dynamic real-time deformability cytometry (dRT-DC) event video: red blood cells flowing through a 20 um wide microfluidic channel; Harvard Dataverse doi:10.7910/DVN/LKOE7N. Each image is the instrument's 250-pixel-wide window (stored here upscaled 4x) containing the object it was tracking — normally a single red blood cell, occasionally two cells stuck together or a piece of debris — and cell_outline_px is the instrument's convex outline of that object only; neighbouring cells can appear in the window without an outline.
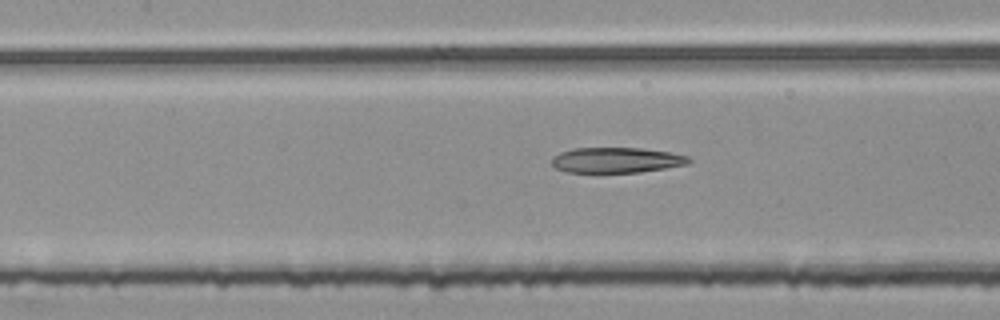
{"species": "common noctule bat (a hibernating species)", "species_latin": "Nyctalus noctula", "temperature_condition": "room temperature", "stored_images_in_passage": 50, "segment_of_instrument_passage": [2, 2], "camera_frame_rate_fps": 3000, "um_per_image_px": 0.085, "animal": {"sex": "female", "body_mass_g": 25.1}, "frame": {"image": 1, "passage_image": 20, "time_ms": 6.333, "image_size_px": [1000, 320], "cell_outline_px": [[692, 160], [688, 164], [640, 172], [568, 172], [556, 168], [552, 164], [552, 160], [560, 152], [572, 148], [640, 148], [672, 152], [688, 156]], "centroid_in_image_um": [52.43, 13.6], "position_along_channel_um": 155.0, "area_um2": 20.17}}
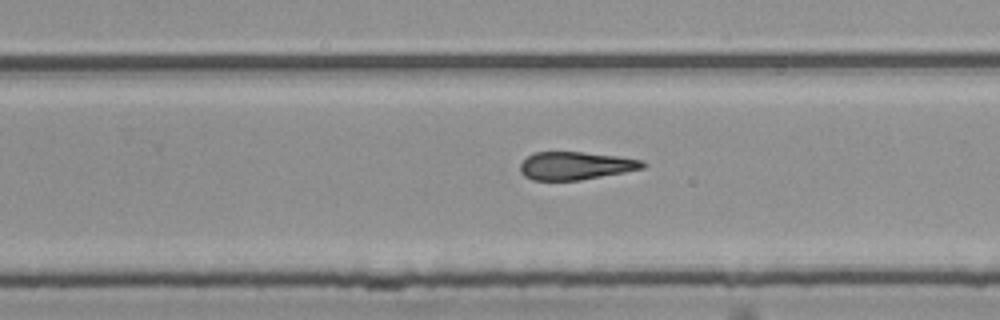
{"frame": {"image": 2, "passage_image": 30, "time_ms": 9.667, "image_size_px": [1000, 320], "cell_outline_px": [[648, 164], [644, 168], [624, 172], [580, 180], [532, 180], [524, 176], [520, 172], [520, 164], [532, 152], [584, 152], [616, 156], [640, 160]], "centroid_in_image_um": [48.9, 14.08], "position_along_channel_um": 280.9, "area_um2": 19.88}}
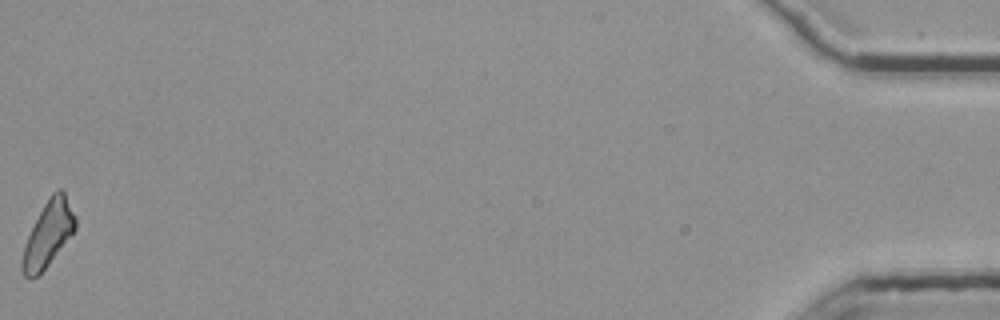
{"frame": {"image": 3, "passage_image": 50, "time_ms": 16.333, "image_size_px": [1000, 320], "cell_outline_px": [[76, 228], [40, 276], [24, 276], [20, 268], [20, 264], [24, 244], [44, 204], [52, 192], [56, 188], [60, 188], [64, 192], [76, 216]], "centroid_in_image_um": [4.09, 19.9], "position_along_channel_um": 431.1, "area_um2": 20.06}}